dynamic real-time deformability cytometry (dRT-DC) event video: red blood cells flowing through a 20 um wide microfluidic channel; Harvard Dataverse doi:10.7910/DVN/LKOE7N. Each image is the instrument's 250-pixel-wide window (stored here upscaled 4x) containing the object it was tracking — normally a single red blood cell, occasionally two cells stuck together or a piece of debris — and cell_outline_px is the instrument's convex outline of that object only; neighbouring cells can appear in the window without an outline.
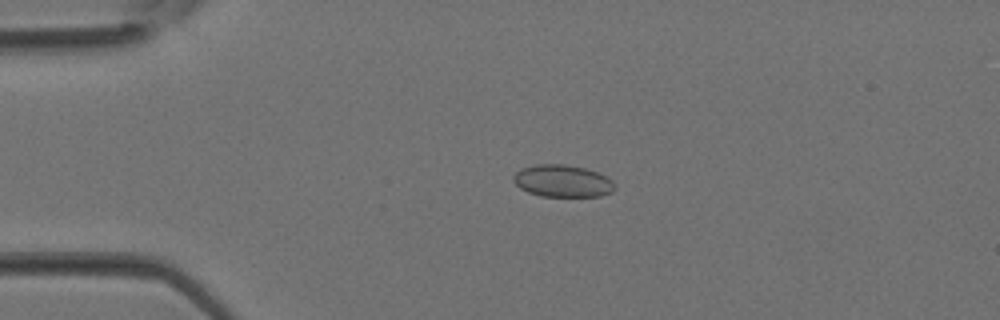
{"species": "Egyptian fruit bat (a non-hibernating species)", "species_latin": "Rousettus aegyptiacus", "temperature_condition": "room temperature", "stored_images_in_passage": 34, "camera_frame_rate_fps": 3000, "um_per_image_px": 0.085, "animal": {"sex": "female"}, "frame": {"image": 1, "passage_image": 5, "time_ms": 1.333, "image_size_px": [1000, 320], "cell_outline_px": [[616, 188], [612, 192], [600, 196], [540, 196], [528, 192], [520, 188], [512, 180], [512, 176], [520, 168], [536, 164], [564, 164], [584, 168], [596, 172], [612, 180], [616, 184]], "centroid_in_image_um": [47.8, 15.38], "position_along_channel_um": 37.2, "area_um2": 19.07}}
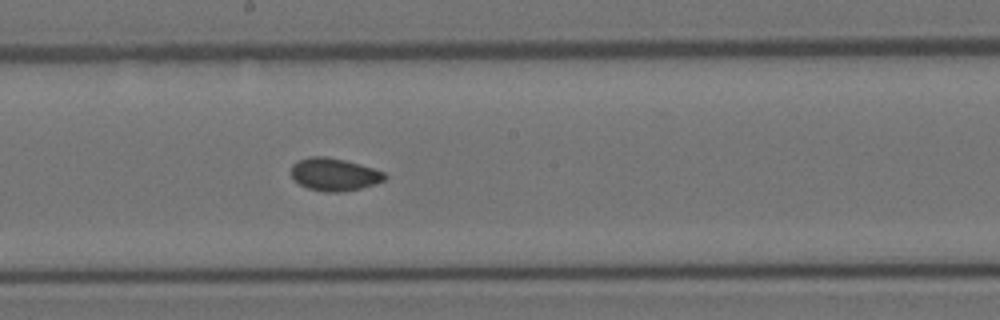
{"frame": {"image": 2, "passage_image": 17, "time_ms": 5.333, "image_size_px": [1000, 320], "cell_outline_px": [[388, 176], [384, 180], [360, 188], [340, 192], [328, 192], [308, 188], [300, 184], [292, 176], [292, 164], [308, 156], [324, 156], [344, 160], [360, 164], [384, 172]], "centroid_in_image_um": [28.41, 14.81], "position_along_channel_um": 219.8, "area_um2": 17.51}}
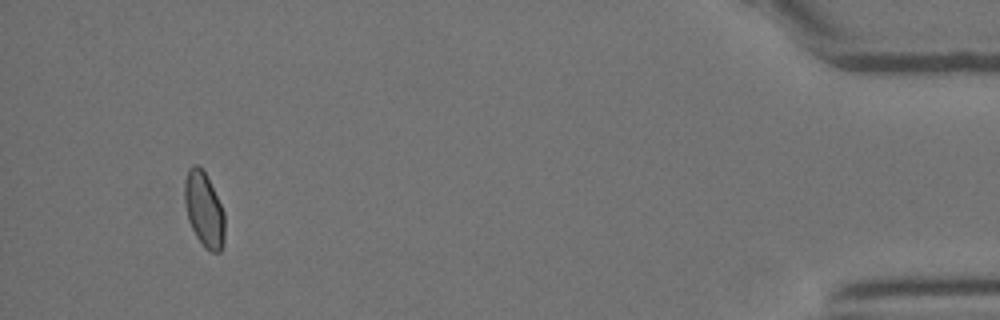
{"frame": {"image": 3, "passage_image": 32, "time_ms": 10.333, "image_size_px": [1000, 320], "cell_outline_px": [[224, 244], [220, 252], [212, 252], [204, 248], [196, 236], [188, 220], [184, 204], [184, 180], [188, 168], [192, 164], [200, 164], [224, 212]], "centroid_in_image_um": [17.31, 17.81], "position_along_channel_um": 417.9, "area_um2": 17.57}}